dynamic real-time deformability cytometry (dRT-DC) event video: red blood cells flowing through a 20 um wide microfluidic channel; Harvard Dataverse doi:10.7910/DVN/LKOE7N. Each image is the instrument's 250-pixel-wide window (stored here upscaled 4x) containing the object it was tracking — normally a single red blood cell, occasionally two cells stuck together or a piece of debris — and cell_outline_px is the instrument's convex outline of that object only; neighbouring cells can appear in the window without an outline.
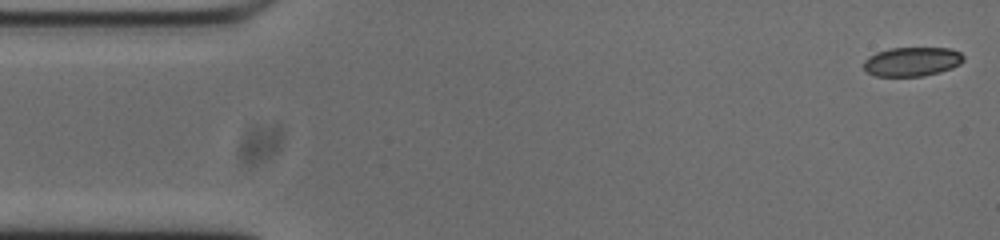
{"species": "common noctule bat (a hibernating species)", "species_latin": "Nyctalus noctula", "temperature_condition": "cold", "stored_images_in_passage": 51, "camera_frame_rate_fps": 3000, "um_per_image_px": 0.085, "animal": {"sex": "male", "body_mass_g": 20.0, "forearm_length_mm": 53.3}, "frame": {"image": 1, "passage_image": 1, "time_ms": 0.0, "image_size_px": [1000, 240], "cell_outline_px": [[964, 60], [960, 64], [952, 68], [940, 72], [924, 76], [876, 76], [868, 72], [864, 68], [864, 60], [868, 56], [876, 52], [892, 48], [952, 48], [960, 52], [964, 56]], "centroid_in_image_um": [77.54, 5.23], "position_along_channel_um": 7.5, "area_um2": 17.05}}
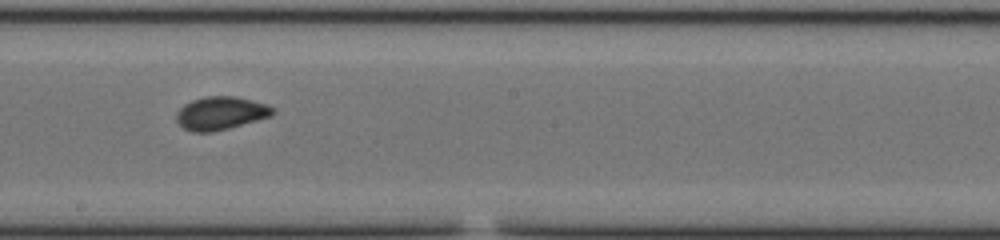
{"frame": {"image": 2, "passage_image": 28, "time_ms": 9.0, "image_size_px": [1000, 240], "cell_outline_px": [[276, 112], [272, 116], [228, 128], [212, 132], [192, 132], [184, 128], [176, 120], [176, 112], [184, 104], [192, 100], [208, 96], [236, 96], [268, 104], [276, 108]], "centroid_in_image_um": [18.79, 9.61], "position_along_channel_um": 229.4, "area_um2": 18.73}}
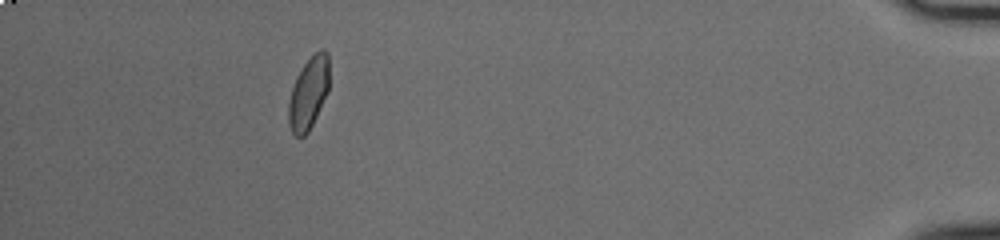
{"frame": {"image": 3, "passage_image": 48, "time_ms": 15.667, "image_size_px": [1000, 240], "cell_outline_px": [[328, 92], [308, 132], [304, 136], [296, 136], [292, 132], [288, 124], [288, 100], [296, 76], [304, 64], [320, 48], [324, 48], [328, 52]], "centroid_in_image_um": [26.22, 7.91], "position_along_channel_um": 409.0, "area_um2": 17.05}, "authors_computed_cell_mechanics": {"area_um2": 17.8602, "velocity_mm_per_s": 3.7314, "shape_relaxation_time_tau1_ms": 8.707, "shape_relaxation_time_tau2_ms": 1.2556, "deformation_change_tau1": 0.1392, "deformation_change_tau2": 0.0558}}